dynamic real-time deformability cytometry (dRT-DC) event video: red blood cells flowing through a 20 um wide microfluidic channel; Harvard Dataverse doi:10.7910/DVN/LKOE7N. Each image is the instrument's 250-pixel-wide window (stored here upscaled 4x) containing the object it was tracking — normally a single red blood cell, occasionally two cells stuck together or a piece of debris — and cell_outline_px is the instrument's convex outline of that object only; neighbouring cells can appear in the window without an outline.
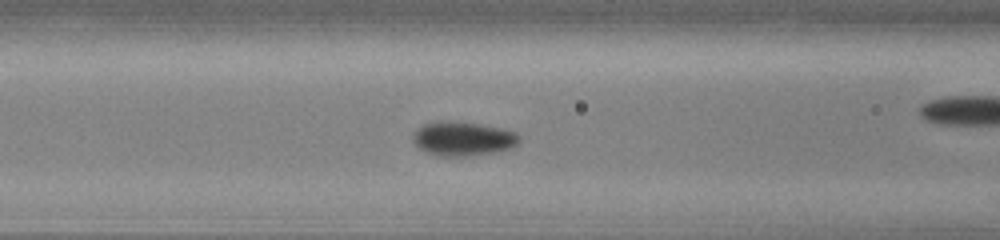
{"species": "common noctule bat (a hibernating species)", "species_latin": "Nyctalus noctula", "temperature_condition": "cold", "stored_images_in_passage": 31, "camera_frame_rate_fps": 3000, "um_per_image_px": 0.085, "animal": {"sex": "male", "body_mass_g": 13.0, "forearm_length_mm": 53.1}, "frame": {"image": 1, "passage_image": 14, "time_ms": 4.333, "image_size_px": [1000, 240], "cell_outline_px": [[520, 140], [512, 148], [496, 152], [464, 156], [436, 156], [424, 152], [412, 140], [412, 136], [416, 128], [424, 124], [480, 124], [500, 128], [516, 132], [520, 136]], "centroid_in_image_um": [39.37, 11.84], "position_along_channel_um": 127.2, "area_um2": 20.46}}
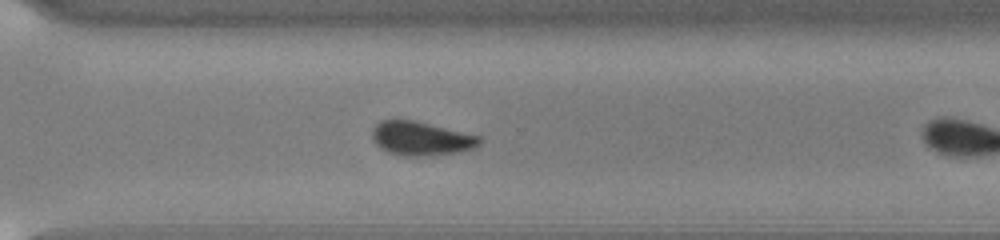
{"frame": {"image": 2, "passage_image": 27, "time_ms": 8.667, "image_size_px": [1000, 240], "cell_outline_px": [[484, 140], [480, 144], [472, 148], [460, 152], [432, 156], [400, 156], [388, 152], [380, 148], [372, 140], [372, 128], [380, 120], [412, 120], [480, 136]], "centroid_in_image_um": [35.77, 11.79], "position_along_channel_um": 334.8, "area_um2": 21.33}}